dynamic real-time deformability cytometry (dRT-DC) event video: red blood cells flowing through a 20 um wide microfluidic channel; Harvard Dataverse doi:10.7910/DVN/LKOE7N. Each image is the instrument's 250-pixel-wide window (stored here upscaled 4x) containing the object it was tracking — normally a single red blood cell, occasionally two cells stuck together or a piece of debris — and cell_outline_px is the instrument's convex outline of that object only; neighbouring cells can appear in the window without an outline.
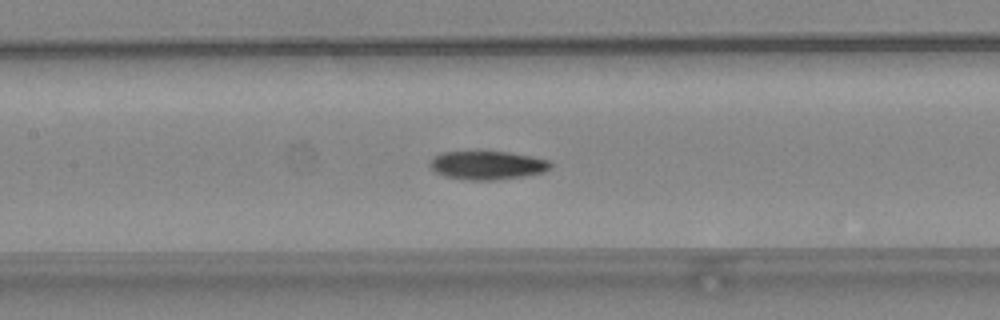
{"species": "common noctule bat (a hibernating species)", "species_latin": "Nyctalus noctula", "temperature_condition": "warm", "stored_images_in_passage": 49, "camera_frame_rate_fps": 3000, "um_per_image_px": 0.085, "animal": {"sex": "female", "body_mass_g": 24.6, "forearm_length_mm": 56.2}, "frame": {"image": 1, "passage_image": 23, "time_ms": 7.333, "image_size_px": [1000, 320], "cell_outline_px": [[552, 164], [544, 172], [524, 176], [496, 180], [468, 180], [444, 176], [436, 172], [428, 164], [440, 152], [508, 152], [532, 156], [548, 160]], "centroid_in_image_um": [41.42, 14.05], "position_along_channel_um": 166.0, "area_um2": 19.88}}
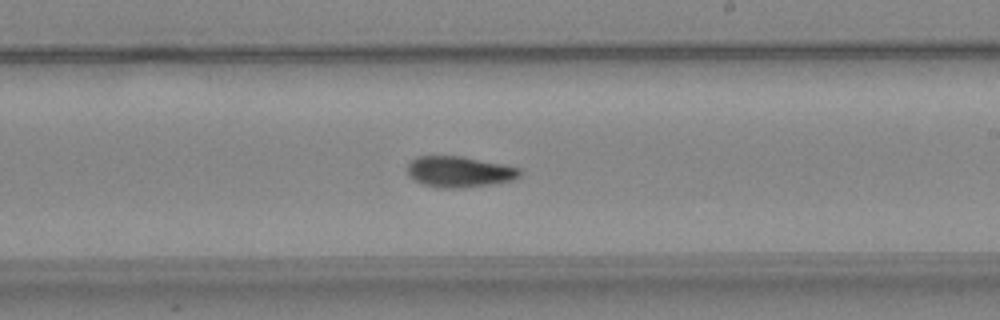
{"frame": {"image": 2, "passage_image": 29, "time_ms": 9.333, "image_size_px": [1000, 320], "cell_outline_px": [[520, 176], [512, 180], [492, 184], [460, 188], [436, 188], [424, 184], [408, 176], [408, 164], [416, 156], [460, 156], [504, 164], [520, 168]], "centroid_in_image_um": [39.04, 14.6], "position_along_channel_um": 250.0, "area_um2": 20.23}}
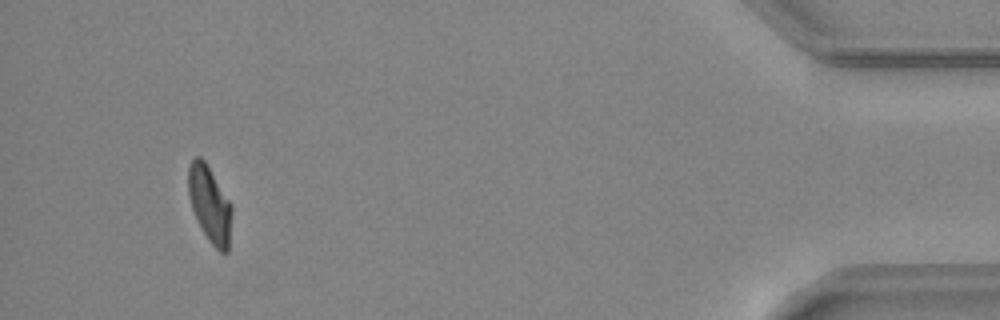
{"frame": {"image": 3, "passage_image": 46, "time_ms": 15.0, "image_size_px": [1000, 320], "cell_outline_px": [[232, 212], [228, 252], [220, 252], [208, 240], [192, 208], [188, 192], [188, 164], [196, 156], [200, 156], [204, 160], [232, 204]], "centroid_in_image_um": [17.83, 17.34], "position_along_channel_um": 417.4, "area_um2": 19.13}, "authors_computed_cell_mechanics": {"area_um2": 19.7676, "velocity_mm_per_s": 4.2216, "shape_relaxation_time_tau1_ms": null, "shape_relaxation_time_tau2_ms": 4.3423, "deformation_change_tau1": null, "deformation_change_tau2": 0.1022}}